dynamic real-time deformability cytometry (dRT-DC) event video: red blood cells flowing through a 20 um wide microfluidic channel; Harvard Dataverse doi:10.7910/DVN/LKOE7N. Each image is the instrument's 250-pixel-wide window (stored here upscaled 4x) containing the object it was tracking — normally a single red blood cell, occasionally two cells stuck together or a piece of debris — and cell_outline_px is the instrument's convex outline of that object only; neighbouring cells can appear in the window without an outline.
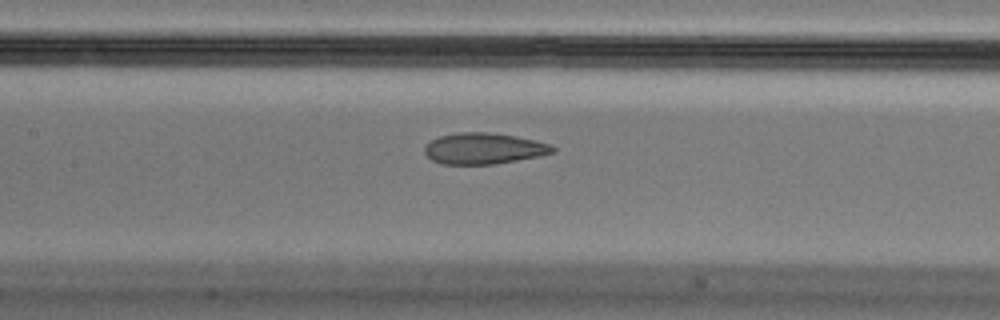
{"species": "Egyptian fruit bat (a non-hibernating species)", "species_latin": "Rousettus aegyptiacus", "temperature_condition": "cold", "stored_images_in_passage": 17, "camera_frame_rate_fps": 3000, "um_per_image_px": 0.085, "animal": {"sex": "male"}, "frame": {"image": 1, "passage_image": 15, "time_ms": 4.667, "image_size_px": [1000, 320], "cell_outline_px": [[556, 148], [552, 152], [540, 156], [492, 164], [440, 164], [432, 160], [424, 152], [424, 144], [440, 136], [456, 132], [488, 132], [516, 136], [536, 140], [552, 144]], "centroid_in_image_um": [41.11, 12.61], "position_along_channel_um": 166.3, "area_um2": 23.29}}